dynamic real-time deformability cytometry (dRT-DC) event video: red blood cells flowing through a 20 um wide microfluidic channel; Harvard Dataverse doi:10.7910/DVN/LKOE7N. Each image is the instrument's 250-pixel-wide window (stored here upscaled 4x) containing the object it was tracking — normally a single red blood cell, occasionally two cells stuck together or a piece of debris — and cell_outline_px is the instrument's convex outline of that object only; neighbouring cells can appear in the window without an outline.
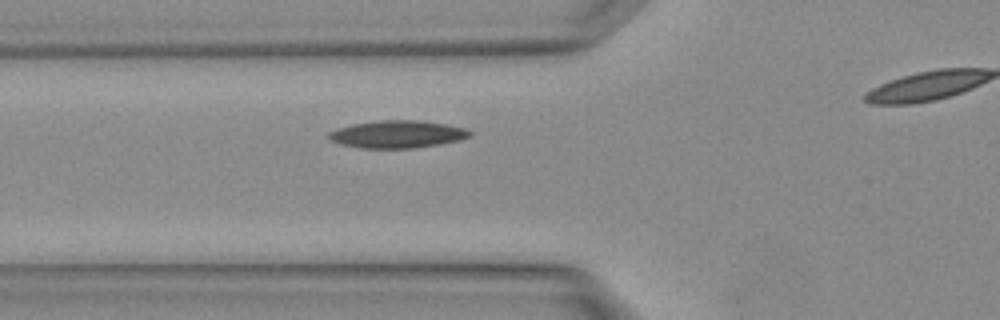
{"species": "Egyptian fruit bat (a non-hibernating species)", "species_latin": "Rousettus aegyptiacus", "temperature_condition": "warm", "stored_images_in_passage": 3, "camera_frame_rate_fps": 3000, "um_per_image_px": 0.085, "animal": {"sex": "female"}, "frame": {"image": 1, "passage_image": 2, "time_ms": 0.333, "image_size_px": [1000, 320], "cell_outline_px": [[472, 136], [460, 140], [440, 144], [412, 148], [360, 148], [340, 144], [328, 140], [328, 132], [336, 128], [352, 124], [380, 120], [416, 120], [448, 124], [464, 128], [472, 132]], "centroid_in_image_um": [33.75, 11.41], "position_along_channel_um": 92.0, "area_um2": 22.77}}